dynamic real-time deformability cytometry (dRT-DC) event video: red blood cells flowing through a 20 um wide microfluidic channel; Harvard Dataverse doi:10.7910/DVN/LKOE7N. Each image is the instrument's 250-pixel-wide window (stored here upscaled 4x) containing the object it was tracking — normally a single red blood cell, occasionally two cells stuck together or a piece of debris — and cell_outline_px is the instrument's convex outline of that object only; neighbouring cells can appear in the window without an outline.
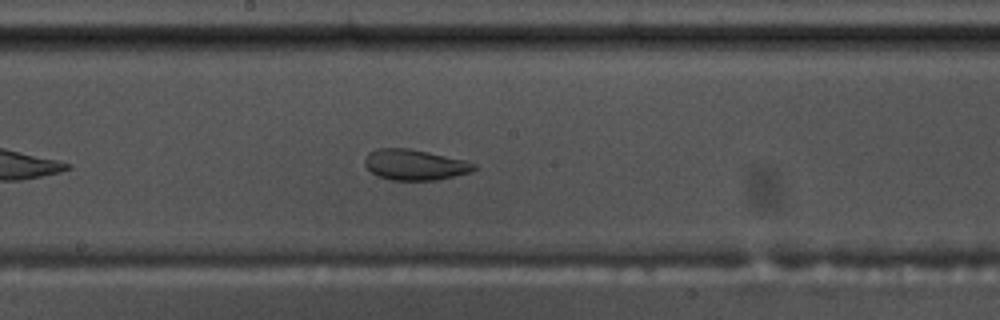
{"species": "common noctule bat (a hibernating species)", "species_latin": "Nyctalus noctula", "temperature_condition": "warm", "stored_images_in_passage": 20, "camera_frame_rate_fps": 3000, "um_per_image_px": 0.085, "animal": {"sex": "male", "body_mass_g": 17.5, "forearm_length_mm": 52.3}, "frame": {"image": 1, "passage_image": 17, "time_ms": 5.333, "image_size_px": [1000, 320], "cell_outline_px": [[476, 168], [472, 172], [436, 180], [392, 180], [380, 176], [372, 172], [364, 164], [364, 156], [368, 152], [376, 148], [408, 148], [428, 152], [464, 160], [476, 164]], "centroid_in_image_um": [35.24, 13.99], "position_along_channel_um": 213.0, "area_um2": 19.48}}